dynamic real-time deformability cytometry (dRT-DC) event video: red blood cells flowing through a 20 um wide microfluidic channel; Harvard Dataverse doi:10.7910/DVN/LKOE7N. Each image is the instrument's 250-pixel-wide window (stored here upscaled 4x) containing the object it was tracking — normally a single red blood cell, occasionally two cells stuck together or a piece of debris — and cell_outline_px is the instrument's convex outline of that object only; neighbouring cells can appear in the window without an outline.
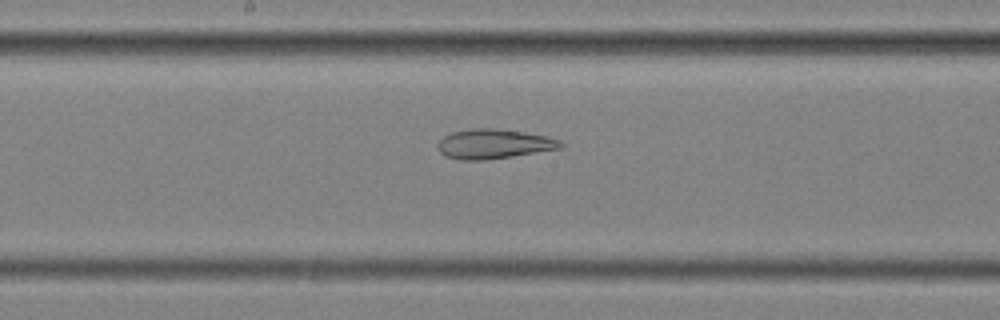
{"species": "common noctule bat (a hibernating species)", "species_latin": "Nyctalus noctula", "temperature_condition": "cold", "stored_images_in_passage": 41, "camera_frame_rate_fps": 3000, "um_per_image_px": 0.085, "animal": {"sex": "female", "body_mass_g": 25.1}, "frame": {"image": 1, "passage_image": 19, "time_ms": 6.0, "image_size_px": [1000, 320], "cell_outline_px": [[564, 148], [512, 156], [484, 160], [460, 160], [444, 156], [436, 148], [436, 144], [444, 136], [452, 132], [472, 128], [492, 128], [524, 132], [544, 136], [560, 140], [564, 144]], "centroid_in_image_um": [41.94, 12.24], "position_along_channel_um": 206.3, "area_um2": 21.27}}
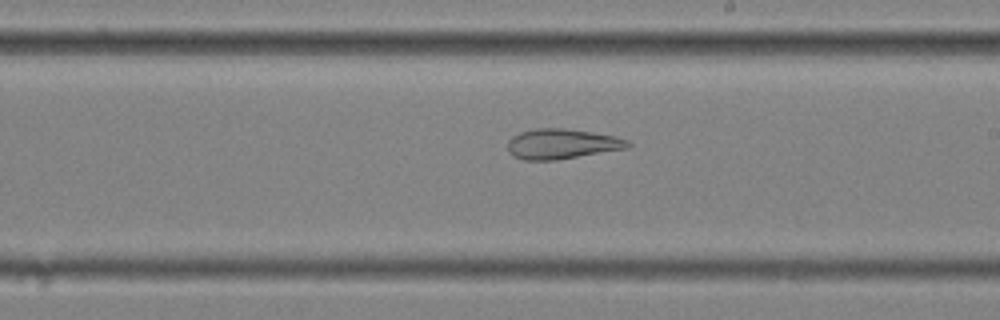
{"frame": {"image": 2, "passage_image": 22, "time_ms": 7.0, "image_size_px": [1000, 320], "cell_outline_px": [[632, 148], [556, 160], [524, 160], [512, 156], [508, 152], [508, 140], [512, 136], [520, 132], [536, 128], [564, 128], [592, 132], [616, 136], [628, 140], [632, 144]], "centroid_in_image_um": [47.79, 12.24], "position_along_channel_um": 241.2, "area_um2": 21.44}}
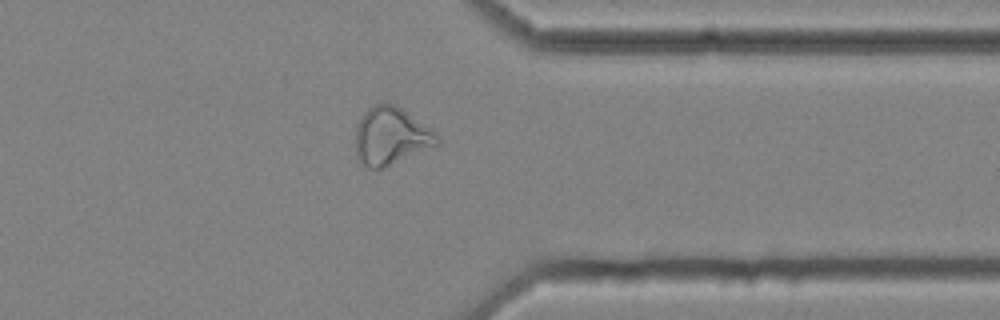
{"frame": {"image": 3, "passage_image": 34, "time_ms": 11.0, "image_size_px": [1000, 320], "cell_outline_px": [[440, 144], [380, 168], [368, 168], [356, 156], [356, 124], [360, 116], [372, 104], [392, 104], [400, 108], [432, 128], [440, 136]], "centroid_in_image_um": [33.23, 11.55], "position_along_channel_um": 378.2, "area_um2": 27.17}}